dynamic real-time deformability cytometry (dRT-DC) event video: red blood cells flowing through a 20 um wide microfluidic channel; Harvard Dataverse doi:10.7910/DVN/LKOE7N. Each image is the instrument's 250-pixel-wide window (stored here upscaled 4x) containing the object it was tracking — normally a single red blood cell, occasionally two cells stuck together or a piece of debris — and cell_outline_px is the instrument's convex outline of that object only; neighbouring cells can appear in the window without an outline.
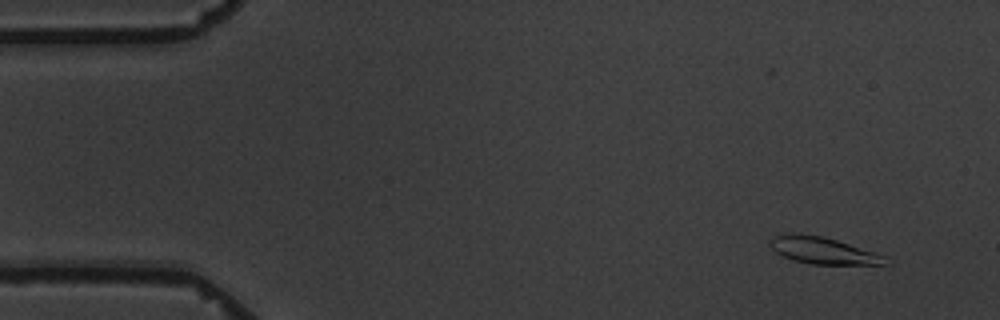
{"species": "common noctule bat (a hibernating species)", "species_latin": "Nyctalus noctula", "temperature_condition": "warm", "stored_images_in_passage": 9, "camera_frame_rate_fps": 3000, "um_per_image_px": 0.085, "animal": {"sex": "male", "body_mass_g": 19.5, "forearm_length_mm": 54.6}, "frame": {"image": 1, "passage_image": 2, "time_ms": 1.333, "image_size_px": [1000, 320], "cell_outline_px": [[888, 264], [812, 264], [792, 260], [776, 252], [768, 244], [772, 236], [784, 232], [800, 232], [824, 236], [884, 256]], "centroid_in_image_um": [69.82, 21.25], "position_along_channel_um": 15.2, "area_um2": 17.98}}
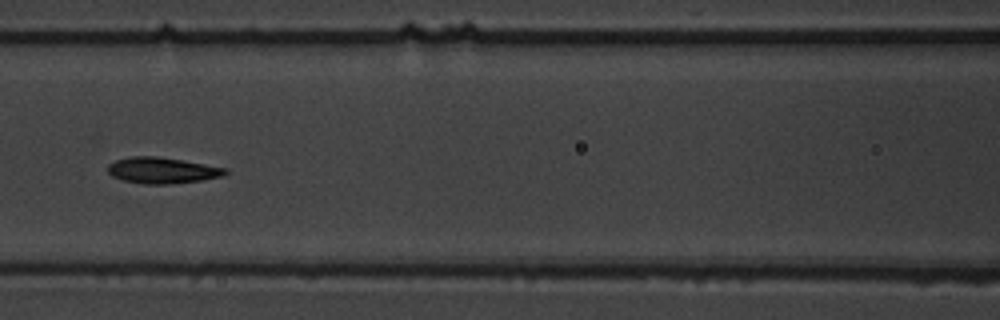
{"frame": {"image": 2, "passage_image": 8, "time_ms": 8.333, "image_size_px": [1000, 320], "cell_outline_px": [[228, 172], [224, 176], [200, 180], [172, 184], [148, 184], [124, 180], [112, 176], [108, 172], [108, 164], [116, 160], [132, 156], [156, 156], [184, 160], [228, 168]], "centroid_in_image_um": [13.82, 14.47], "position_along_channel_um": 152.8, "area_um2": 17.86}}
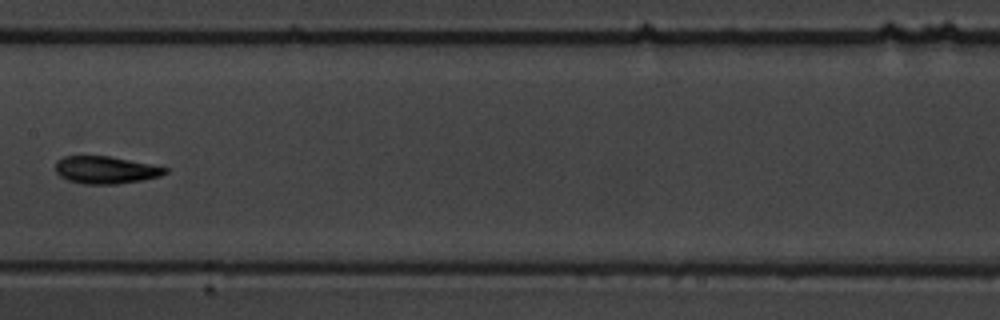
{"frame": {"image": 3, "passage_image": 9, "time_ms": 9.667, "image_size_px": [1000, 320], "cell_outline_px": [[168, 172], [160, 176], [144, 180], [116, 184], [84, 184], [68, 180], [60, 176], [56, 172], [56, 160], [64, 156], [108, 156], [168, 168]], "centroid_in_image_um": [8.96, 14.45], "position_along_channel_um": 198.4, "area_um2": 17.4}}